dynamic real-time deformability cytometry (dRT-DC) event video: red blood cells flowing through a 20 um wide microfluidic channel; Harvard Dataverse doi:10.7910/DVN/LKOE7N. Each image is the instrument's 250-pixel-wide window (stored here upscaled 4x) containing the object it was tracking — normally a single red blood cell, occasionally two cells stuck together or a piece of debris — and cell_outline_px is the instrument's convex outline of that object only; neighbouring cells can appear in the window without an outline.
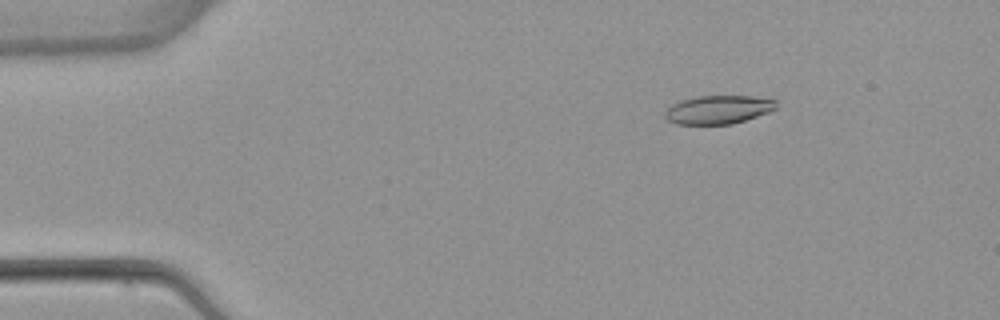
{"species": "common noctule bat (a hibernating species)", "species_latin": "Nyctalus noctula", "temperature_condition": "warm", "stored_images_in_passage": 6, "camera_frame_rate_fps": 3000, "um_per_image_px": 0.085, "animal": {"sex": "female", "body_mass_g": 22.7, "forearm_length_mm": 54.2}, "frame": {"image": 1, "passage_image": 3, "time_ms": 2.333, "image_size_px": [1000, 320], "cell_outline_px": [[776, 108], [768, 112], [732, 124], [676, 124], [668, 120], [664, 116], [664, 112], [672, 104], [680, 100], [692, 96], [752, 96], [776, 100]], "centroid_in_image_um": [61.01, 9.31], "position_along_channel_um": 24.0, "area_um2": 18.44}}